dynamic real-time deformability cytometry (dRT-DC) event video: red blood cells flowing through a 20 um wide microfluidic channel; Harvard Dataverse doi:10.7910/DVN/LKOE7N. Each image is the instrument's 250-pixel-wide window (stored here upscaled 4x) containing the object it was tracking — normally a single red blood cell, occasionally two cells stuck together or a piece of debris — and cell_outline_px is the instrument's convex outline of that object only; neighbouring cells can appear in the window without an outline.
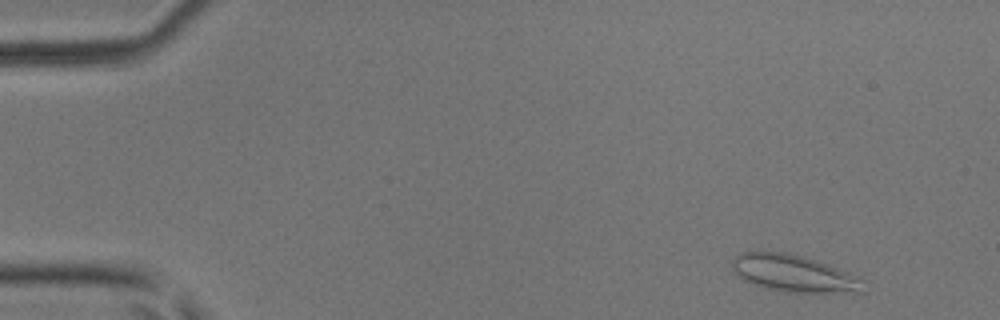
{"species": "common noctule bat (a hibernating species)", "species_latin": "Nyctalus noctula", "temperature_condition": "room temperature", "stored_images_in_passage": 12, "camera_frame_rate_fps": 3000, "um_per_image_px": 0.085, "animal": {"sex": "male", "body_mass_g": 17.9, "forearm_length_mm": 54.2}, "frame": {"image": 1, "passage_image": 3, "time_ms": 0.667, "image_size_px": [1000, 320], "cell_outline_px": [[868, 292], [788, 292], [756, 284], [744, 280], [732, 268], [732, 260], [740, 252], [756, 248], [788, 252], [804, 256], [852, 272], [860, 276]], "centroid_in_image_um": [67.51, 23.18], "position_along_channel_um": 17.5, "area_um2": 28.9}}